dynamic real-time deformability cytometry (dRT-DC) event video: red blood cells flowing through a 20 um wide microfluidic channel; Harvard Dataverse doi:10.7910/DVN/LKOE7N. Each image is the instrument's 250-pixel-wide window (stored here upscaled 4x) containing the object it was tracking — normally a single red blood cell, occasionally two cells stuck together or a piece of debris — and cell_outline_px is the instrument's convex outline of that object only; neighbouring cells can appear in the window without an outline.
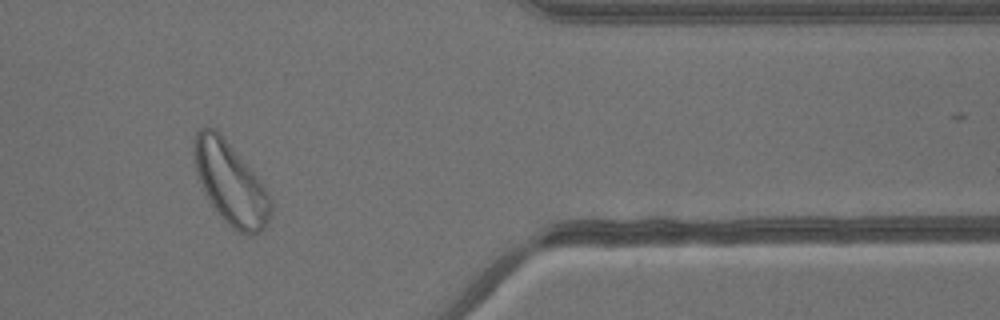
{"species": "common noctule bat (a hibernating species)", "species_latin": "Nyctalus noctula", "temperature_condition": "warm", "stored_images_in_passage": 41, "camera_frame_rate_fps": 3000, "um_per_image_px": 0.085, "animal": {"sex": "male", "body_mass_g": 13.3}, "frame": {"image": 1, "passage_image": 35, "time_ms": 11.333, "image_size_px": [1000, 320], "cell_outline_px": [[272, 208], [268, 220], [264, 228], [260, 232], [252, 236], [240, 232], [232, 228], [216, 212], [196, 172], [192, 140], [196, 132], [200, 128], [216, 128], [260, 180], [272, 204]], "centroid_in_image_um": [19.58, 15.57], "position_along_channel_um": 391.8, "area_um2": 36.01}}